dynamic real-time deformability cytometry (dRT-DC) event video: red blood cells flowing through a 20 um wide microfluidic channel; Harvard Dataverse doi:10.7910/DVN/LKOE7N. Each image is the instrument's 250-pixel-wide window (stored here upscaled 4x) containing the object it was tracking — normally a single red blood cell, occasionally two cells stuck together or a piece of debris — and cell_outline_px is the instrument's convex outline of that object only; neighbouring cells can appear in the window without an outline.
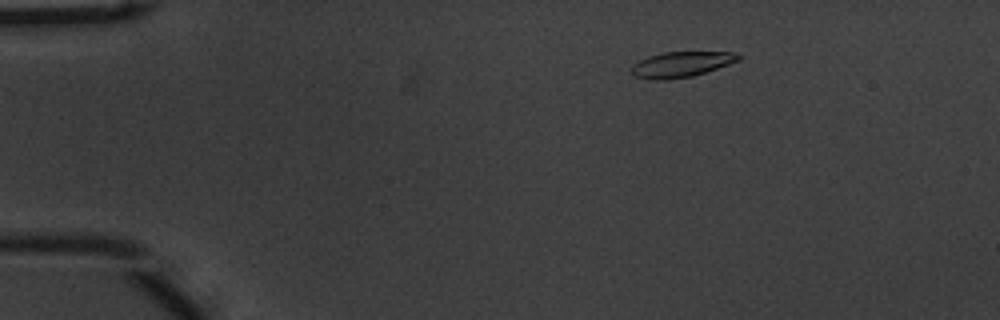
{"species": "common noctule bat (a hibernating species)", "species_latin": "Nyctalus noctula", "temperature_condition": "warm", "stored_images_in_passage": 47, "camera_frame_rate_fps": 3000, "um_per_image_px": 0.085, "animal": {"sex": "male", "body_mass_g": 20.1, "forearm_length_mm": 53.5}, "frame": {"image": 1, "passage_image": 2, "time_ms": 0.333, "image_size_px": [1000, 320], "cell_outline_px": [[744, 56], [740, 60], [692, 76], [664, 80], [656, 80], [632, 76], [632, 64], [648, 56], [664, 52], [736, 52]], "centroid_in_image_um": [57.91, 5.46], "position_along_channel_um": 27.1, "area_um2": 15.84}}
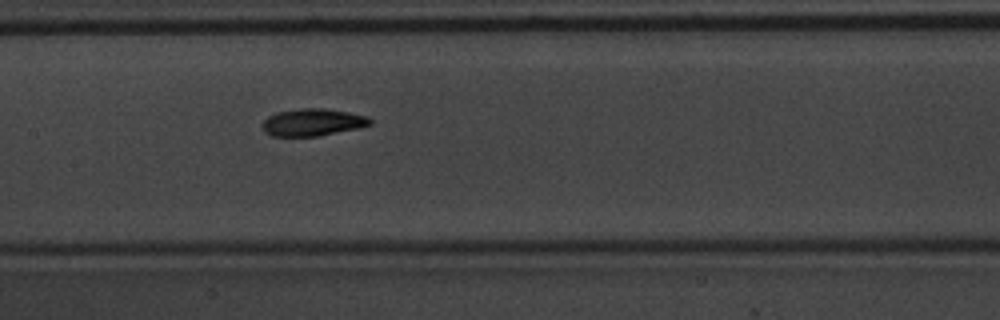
{"frame": {"image": 2, "passage_image": 20, "time_ms": 6.333, "image_size_px": [1000, 320], "cell_outline_px": [[372, 124], [356, 128], [316, 136], [272, 136], [264, 132], [260, 124], [268, 116], [276, 112], [300, 108], [324, 108], [348, 112], [368, 116], [372, 120]], "centroid_in_image_um": [26.53, 10.38], "position_along_channel_um": 180.9, "area_um2": 17.11}}
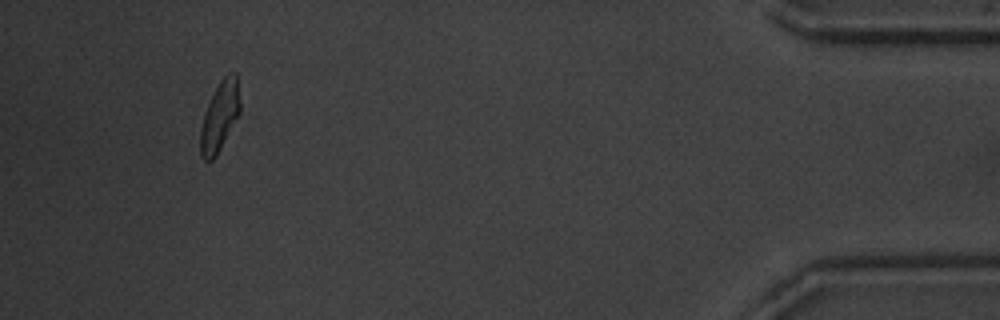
{"frame": {"image": 3, "passage_image": 44, "time_ms": 14.333, "image_size_px": [1000, 320], "cell_outline_px": [[240, 112], [216, 156], [212, 160], [204, 160], [200, 156], [200, 128], [204, 112], [220, 80], [228, 72], [236, 72], [240, 100]], "centroid_in_image_um": [18.67, 9.88], "position_along_channel_um": 416.5, "area_um2": 16.01}, "authors_computed_cell_mechanics": {"area_um2": 16.6464, "velocity_mm_per_s": 3.7392, "shape_relaxation_time_tau1_ms": 3.8197, "shape_relaxation_time_tau2_ms": 2.3462, "deformation_change_tau1": 0.154, "deformation_change_tau2": 0.0746}}